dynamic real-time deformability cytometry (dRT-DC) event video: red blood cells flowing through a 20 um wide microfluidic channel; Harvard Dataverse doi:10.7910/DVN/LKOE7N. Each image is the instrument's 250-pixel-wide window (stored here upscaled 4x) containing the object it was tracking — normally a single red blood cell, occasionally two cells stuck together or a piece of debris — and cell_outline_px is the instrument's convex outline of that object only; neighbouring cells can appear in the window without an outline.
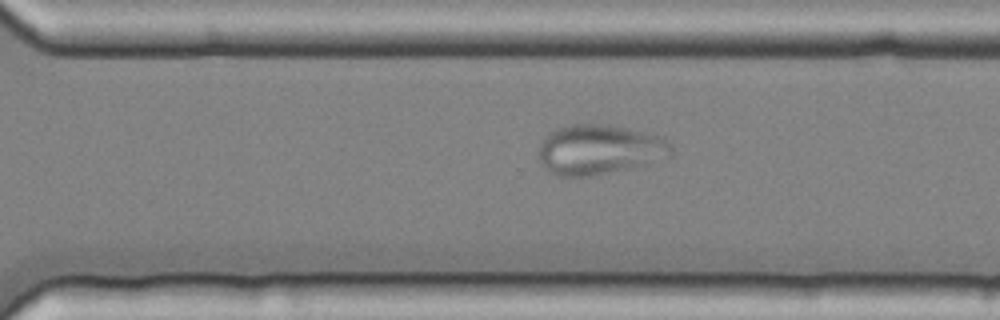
{"species": "common noctule bat (a hibernating species)", "species_latin": "Nyctalus noctula", "temperature_condition": "cold", "stored_images_in_passage": 36, "camera_frame_rate_fps": 3000, "um_per_image_px": 0.085, "animal": {"sex": "female", "body_mass_g": 25.1}, "frame": {"image": 1, "passage_image": 26, "time_ms": 8.333, "image_size_px": [1000, 320], "cell_outline_px": [[672, 156], [628, 168], [592, 176], [556, 176], [548, 172], [544, 168], [540, 160], [540, 144], [548, 132], [568, 124], [608, 124], [644, 132], [660, 136], [668, 140], [672, 144]], "centroid_in_image_um": [50.93, 12.71], "position_along_channel_um": 319.7, "area_um2": 38.55}}
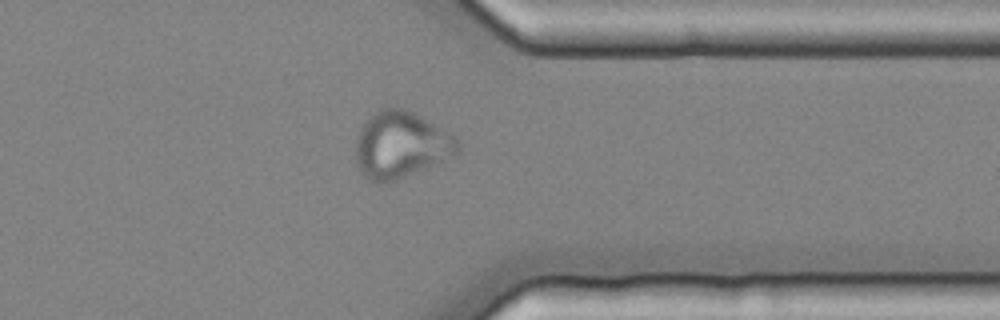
{"frame": {"image": 2, "passage_image": 31, "time_ms": 10.0, "image_size_px": [1000, 320], "cell_outline_px": [[460, 152], [456, 156], [396, 180], [368, 180], [360, 172], [356, 164], [356, 140], [360, 128], [380, 108], [404, 108], [412, 112], [452, 136], [460, 144]], "centroid_in_image_um": [34.06, 12.33], "position_along_channel_um": 377.3, "area_um2": 38.78}}